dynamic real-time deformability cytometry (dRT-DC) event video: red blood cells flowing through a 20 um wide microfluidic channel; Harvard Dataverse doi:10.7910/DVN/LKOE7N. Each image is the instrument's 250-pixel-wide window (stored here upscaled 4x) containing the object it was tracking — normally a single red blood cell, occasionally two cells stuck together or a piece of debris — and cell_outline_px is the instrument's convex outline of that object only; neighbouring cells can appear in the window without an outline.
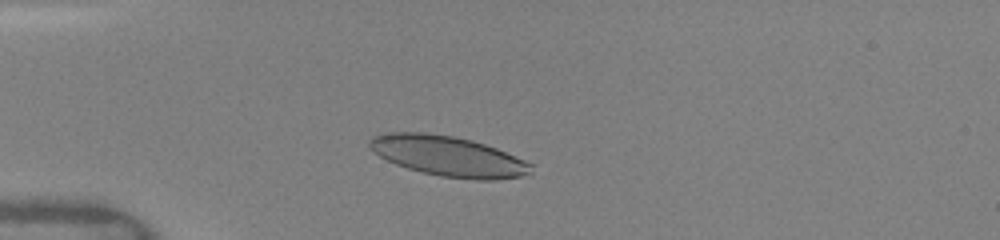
{"species": "human", "species_latin": "Homo sapiens", "temperature_condition": "warm", "stored_images_in_passage": 26, "camera_frame_rate_fps": 3000, "um_per_image_px": 0.085, "donor": {"sex": "female"}, "frame": {"image": 1, "passage_image": 1, "time_ms": 0.0, "image_size_px": [1000, 240], "cell_outline_px": [[536, 164], [532, 172], [520, 176], [496, 180], [476, 180], [440, 176], [408, 168], [396, 164], [380, 156], [368, 148], [368, 140], [372, 136], [392, 132], [424, 132], [452, 136], [472, 140], [496, 148]], "centroid_in_image_um": [38.13, 13.27], "position_along_channel_um": 46.9, "area_um2": 37.97}}
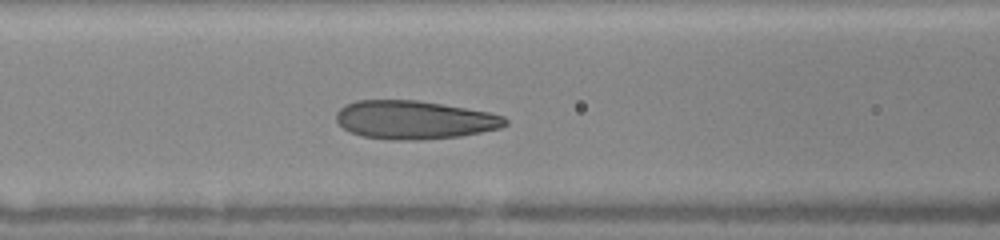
{"frame": {"image": 2, "passage_image": 10, "time_ms": 2.667, "image_size_px": [1000, 240], "cell_outline_px": [[508, 124], [500, 128], [460, 136], [420, 140], [392, 140], [364, 136], [352, 132], [344, 128], [336, 120], [336, 112], [344, 104], [356, 100], [416, 100], [488, 112], [504, 116], [508, 120]], "centroid_in_image_um": [35.21, 10.19], "position_along_channel_um": 131.4, "area_um2": 37.69}}
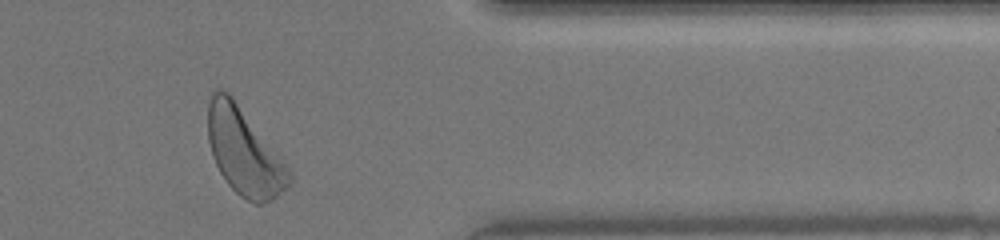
{"frame": {"image": 3, "passage_image": 26, "time_ms": 9.333, "image_size_px": [1000, 240], "cell_outline_px": [[292, 184], [288, 188], [272, 200], [264, 204], [256, 204], [240, 196], [228, 184], [220, 172], [212, 156], [208, 140], [208, 104], [212, 92], [216, 88], [220, 88], [228, 92], [232, 96], [288, 168], [292, 176]], "centroid_in_image_um": [20.74, 12.92], "position_along_channel_um": 390.7, "area_um2": 40.63}, "authors_computed_cell_mechanics": {"area_um2": 37.5989, "velocity_mm_per_s": 4.0997, "shape_relaxation_time_tau1_ms": 2.1532, "shape_relaxation_time_tau2_ms": 1.1694, "deformation_change_tau1": 0.1128, "deformation_change_tau2": 0.0815}}